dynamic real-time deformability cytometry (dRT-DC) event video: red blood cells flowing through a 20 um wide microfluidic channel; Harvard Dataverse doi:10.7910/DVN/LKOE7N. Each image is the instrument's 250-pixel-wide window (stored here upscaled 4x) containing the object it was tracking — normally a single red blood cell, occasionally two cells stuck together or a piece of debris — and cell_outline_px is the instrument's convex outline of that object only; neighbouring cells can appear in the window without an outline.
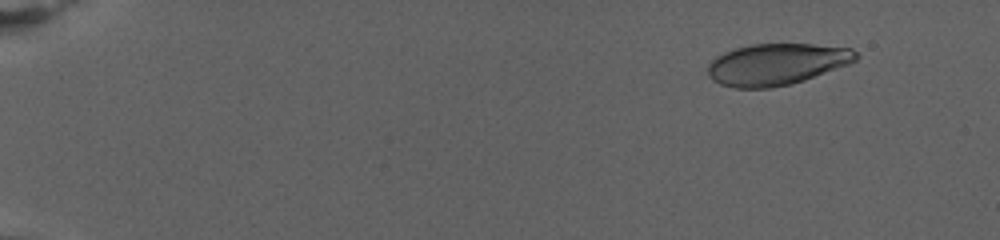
{"species": "human", "species_latin": "Homo sapiens", "temperature_condition": "warm", "stored_images_in_passage": 76, "camera_frame_rate_fps": 3000, "um_per_image_px": 0.085, "donor": {"sex": "female"}, "frame": {"image": 1, "passage_image": 6, "time_ms": 1.667, "image_size_px": [1000, 240], "cell_outline_px": [[860, 56], [856, 60], [848, 64], [804, 80], [792, 84], [772, 88], [736, 88], [720, 84], [712, 80], [708, 76], [708, 64], [716, 56], [724, 52], [736, 48], [752, 44], [812, 44], [852, 48]], "centroid_in_image_um": [66.0, 5.46], "position_along_channel_um": 19.0, "area_um2": 35.89}}
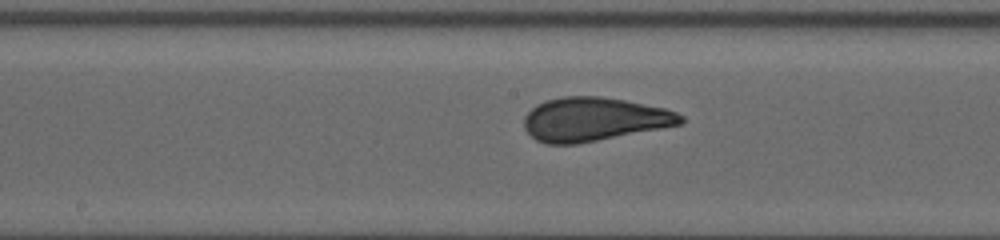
{"frame": {"image": 2, "passage_image": 42, "time_ms": 13.667, "image_size_px": [1000, 240], "cell_outline_px": [[684, 120], [680, 124], [660, 128], [576, 144], [548, 144], [536, 140], [524, 128], [524, 116], [536, 104], [544, 100], [564, 96], [600, 96], [624, 100], [664, 108], [676, 112], [684, 116]], "centroid_in_image_um": [50.44, 10.13], "position_along_channel_um": 197.8, "area_um2": 39.59}}
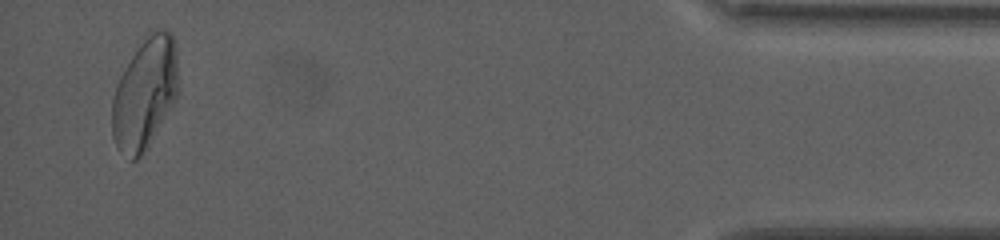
{"frame": {"image": 3, "passage_image": 74, "time_ms": 24.333, "image_size_px": [1000, 240], "cell_outline_px": [[180, 88], [176, 100], [148, 148], [136, 160], [132, 160], [120, 152], [112, 136], [112, 100], [116, 84], [124, 68], [148, 28], [164, 28], [172, 32], [176, 48]], "centroid_in_image_um": [12.35, 7.87], "position_along_channel_um": 422.9, "area_um2": 44.16}, "authors_computed_cell_mechanics": {"area_um2": 39.0439, "velocity_mm_per_s": 2.7266, "shape_relaxation_time_tau1_ms": 6.0911, "shape_relaxation_time_tau2_ms": null, "deformation_change_tau1": 0.2011, "deformation_change_tau2": null}}